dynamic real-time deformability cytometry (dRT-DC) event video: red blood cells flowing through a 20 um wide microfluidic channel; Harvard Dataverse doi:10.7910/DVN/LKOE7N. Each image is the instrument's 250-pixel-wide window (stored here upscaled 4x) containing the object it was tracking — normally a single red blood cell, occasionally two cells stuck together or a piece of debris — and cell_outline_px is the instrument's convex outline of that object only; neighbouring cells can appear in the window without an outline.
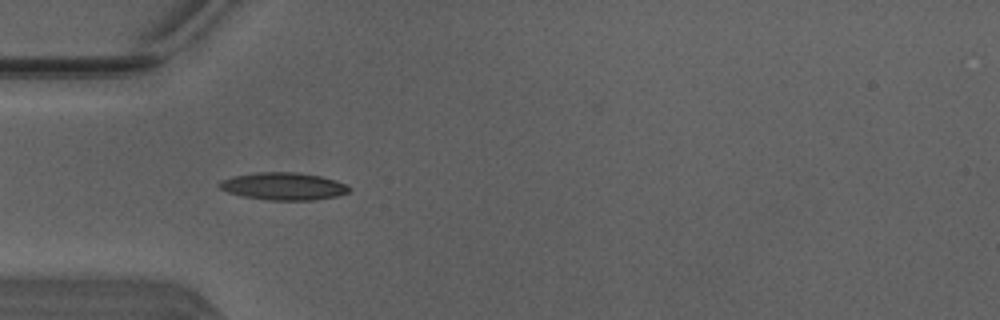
{"species": "Egyptian fruit bat (a non-hibernating species)", "species_latin": "Rousettus aegyptiacus", "temperature_condition": "warm", "stored_images_in_passage": 38, "camera_frame_rate_fps": 3000, "um_per_image_px": 0.085, "animal": {"sex": "male"}, "frame": {"image": 1, "passage_image": 4, "time_ms": 1.0, "image_size_px": [1000, 320], "cell_outline_px": [[352, 188], [348, 192], [336, 196], [316, 200], [268, 200], [244, 196], [228, 192], [220, 188], [216, 184], [220, 180], [232, 176], [260, 172], [296, 172], [320, 176], [336, 180]], "centroid_in_image_um": [24.08, 15.83], "position_along_channel_um": 60.9, "area_um2": 20.75}}
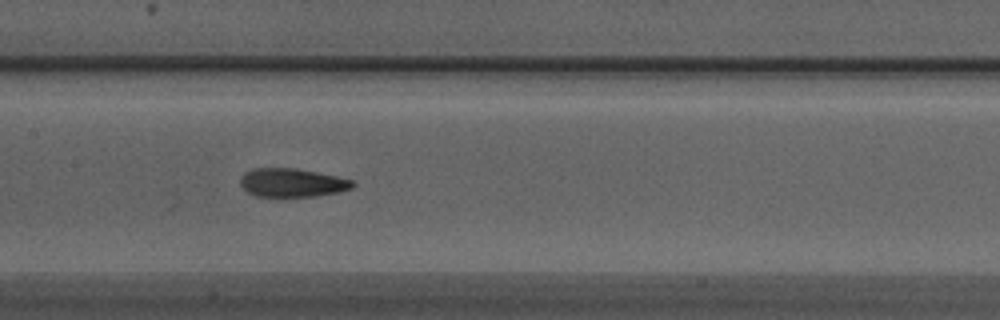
{"frame": {"image": 2, "passage_image": 13, "time_ms": 4.0, "image_size_px": [1000, 320], "cell_outline_px": [[356, 184], [352, 188], [340, 192], [316, 196], [256, 196], [248, 192], [240, 184], [240, 180], [244, 172], [252, 168], [296, 168], [336, 176], [352, 180]], "centroid_in_image_um": [24.84, 15.52], "position_along_channel_um": 182.6, "area_um2": 18.67}}
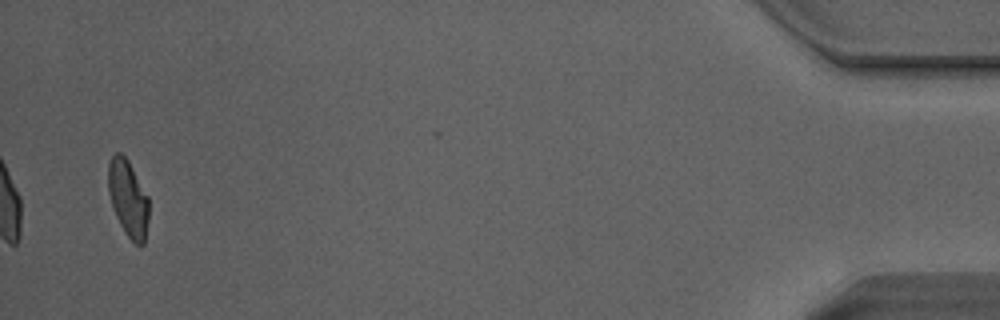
{"frame": {"image": 3, "passage_image": 37, "time_ms": 12.0, "image_size_px": [1000, 320], "cell_outline_px": [[148, 220], [144, 244], [140, 248], [124, 232], [116, 216], [108, 192], [108, 164], [112, 156], [116, 152], [120, 152], [128, 160], [148, 196]], "centroid_in_image_um": [10.89, 16.87], "position_along_channel_um": 424.3, "area_um2": 18.09}, "authors_computed_cell_mechanics": {"area_um2": 18.9584, "velocity_mm_per_s": 4.1227, "shape_relaxation_time_tau1_ms": 8.1727, "shape_relaxation_time_tau2_ms": 1.702, "deformation_change_tau1": 0.215, "deformation_change_tau2": 0.0853}}